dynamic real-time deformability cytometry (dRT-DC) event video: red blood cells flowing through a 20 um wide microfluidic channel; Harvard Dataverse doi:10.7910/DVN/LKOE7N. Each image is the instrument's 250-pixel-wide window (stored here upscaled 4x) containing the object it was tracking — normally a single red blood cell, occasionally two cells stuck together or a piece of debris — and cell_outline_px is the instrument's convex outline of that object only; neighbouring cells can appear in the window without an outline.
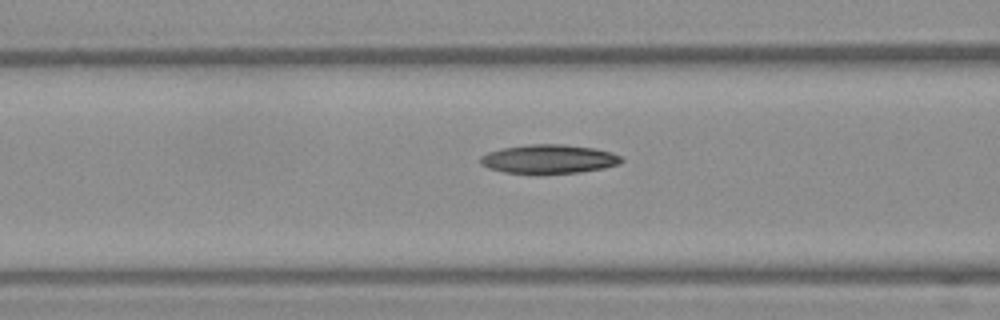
{"species": "Egyptian fruit bat (a non-hibernating species)", "species_latin": "Rousettus aegyptiacus", "temperature_condition": "warm", "stored_images_in_passage": 23, "camera_frame_rate_fps": 3000, "um_per_image_px": 0.085, "frame": {"image": 1, "passage_image": 6, "time_ms": 1.667, "image_size_px": [1000, 320], "cell_outline_px": [[624, 160], [620, 164], [604, 168], [580, 172], [504, 172], [488, 168], [480, 164], [480, 156], [488, 152], [500, 148], [528, 144], [564, 144], [596, 148], [612, 152], [620, 156]], "centroid_in_image_um": [46.66, 13.49], "position_along_channel_um": 119.9, "area_um2": 23.58}}
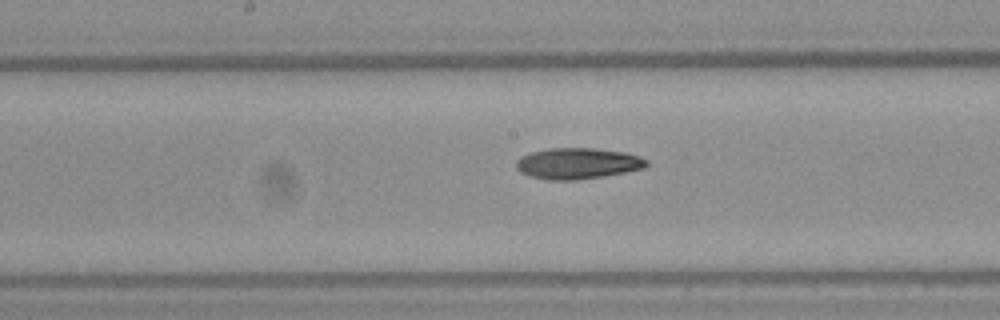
{"frame": {"image": 2, "passage_image": 11, "time_ms": 3.333, "image_size_px": [1000, 320], "cell_outline_px": [[648, 164], [644, 168], [624, 172], [576, 180], [548, 180], [532, 176], [520, 172], [516, 168], [516, 160], [532, 152], [548, 148], [592, 148], [624, 152], [640, 156], [648, 160]], "centroid_in_image_um": [49.1, 13.89], "position_along_channel_um": 199.1, "area_um2": 23.35}}
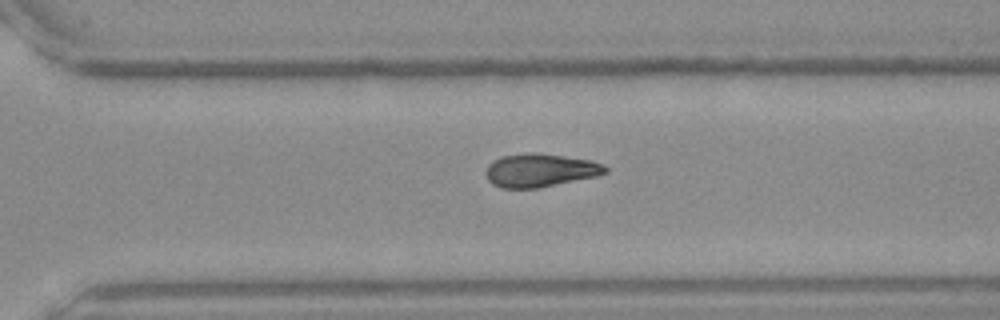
{"frame": {"image": 3, "passage_image": 19, "time_ms": 6.0, "image_size_px": [1000, 320], "cell_outline_px": [[608, 172], [596, 176], [540, 188], [500, 188], [492, 184], [488, 180], [484, 172], [488, 164], [492, 160], [500, 156], [564, 156], [588, 160], [604, 164], [608, 168]], "centroid_in_image_um": [45.9, 14.53], "position_along_channel_um": 324.7, "area_um2": 22.43}}